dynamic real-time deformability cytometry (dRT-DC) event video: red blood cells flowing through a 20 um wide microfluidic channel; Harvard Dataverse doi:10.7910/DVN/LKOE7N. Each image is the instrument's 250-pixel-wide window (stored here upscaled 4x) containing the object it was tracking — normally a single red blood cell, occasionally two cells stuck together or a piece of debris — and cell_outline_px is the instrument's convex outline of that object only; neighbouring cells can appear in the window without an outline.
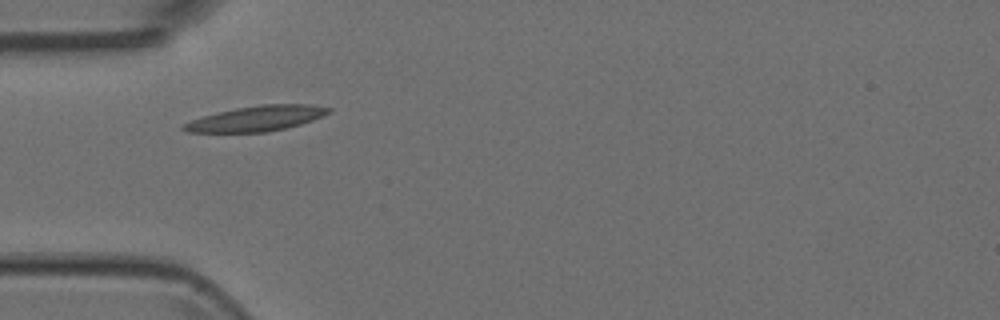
{"species": "Egyptian fruit bat (a non-hibernating species)", "species_latin": "Rousettus aegyptiacus", "temperature_condition": "room temperature", "stored_images_in_passage": 5, "camera_frame_rate_fps": 3000, "um_per_image_px": 0.085, "animal": {"sex": "female"}, "frame": {"image": 1, "passage_image": 3, "time_ms": 0.667, "image_size_px": [1000, 320], "cell_outline_px": [[332, 112], [312, 120], [300, 124], [268, 132], [188, 132], [180, 128], [180, 124], [204, 116], [236, 108], [260, 104], [308, 104], [332, 108]], "centroid_in_image_um": [21.81, 10.07], "position_along_channel_um": 63.2, "area_um2": 21.21}}
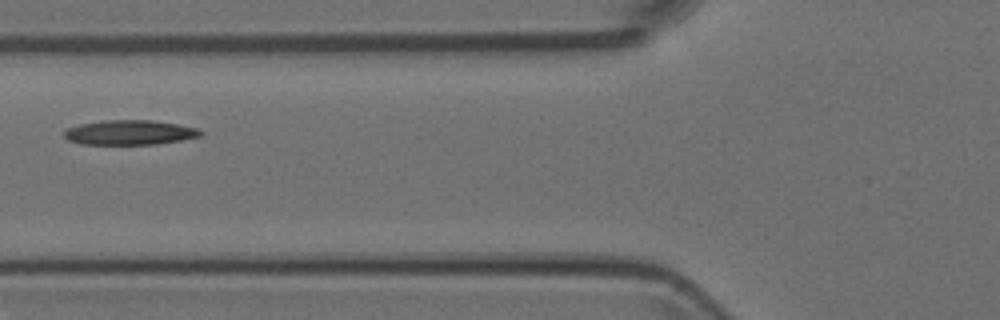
{"frame": {"image": 2, "passage_image": 4, "time_ms": 1.0, "image_size_px": [1000, 320], "cell_outline_px": [[204, 132], [200, 136], [180, 140], [156, 144], [80, 144], [68, 140], [64, 136], [64, 132], [68, 128], [80, 124], [108, 120], [152, 120], [176, 124], [196, 128]], "centroid_in_image_um": [11.01, 11.26], "position_along_channel_um": 114.8, "area_um2": 19.42}}
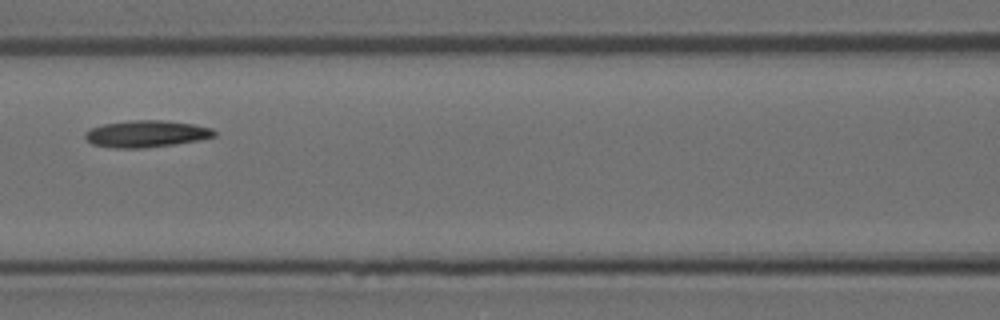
{"frame": {"image": 3, "passage_image": 5, "time_ms": 1.333, "image_size_px": [1000, 320], "cell_outline_px": [[216, 136], [196, 140], [172, 144], [144, 148], [116, 148], [92, 144], [84, 136], [84, 132], [88, 128], [104, 124], [132, 120], [164, 120], [192, 124], [212, 128], [216, 132]], "centroid_in_image_um": [12.39, 11.37], "position_along_channel_um": 154.2, "area_um2": 20.06}}